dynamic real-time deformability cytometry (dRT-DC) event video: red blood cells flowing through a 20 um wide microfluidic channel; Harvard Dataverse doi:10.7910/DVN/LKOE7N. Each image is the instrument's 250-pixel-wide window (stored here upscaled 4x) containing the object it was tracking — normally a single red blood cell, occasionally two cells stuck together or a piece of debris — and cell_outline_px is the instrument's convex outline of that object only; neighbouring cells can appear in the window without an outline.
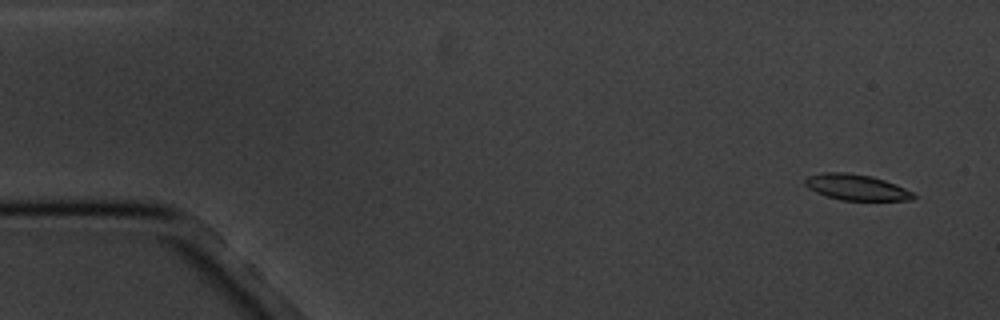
{"species": "common noctule bat (a hibernating species)", "species_latin": "Nyctalus noctula", "temperature_condition": "cold", "stored_images_in_passage": 4, "camera_frame_rate_fps": 3000, "um_per_image_px": 0.085, "animal": {"sex": "male", "body_mass_g": 20.1, "forearm_length_mm": 53.5}, "frame": {"image": 1, "passage_image": 1, "time_ms": 0.0, "image_size_px": [1000, 320], "cell_outline_px": [[916, 196], [912, 200], [840, 200], [816, 192], [808, 188], [804, 184], [804, 180], [808, 176], [824, 172], [848, 172], [872, 176], [884, 180], [904, 188], [912, 192]], "centroid_in_image_um": [72.76, 15.91], "position_along_channel_um": 12.2, "area_um2": 16.24}}
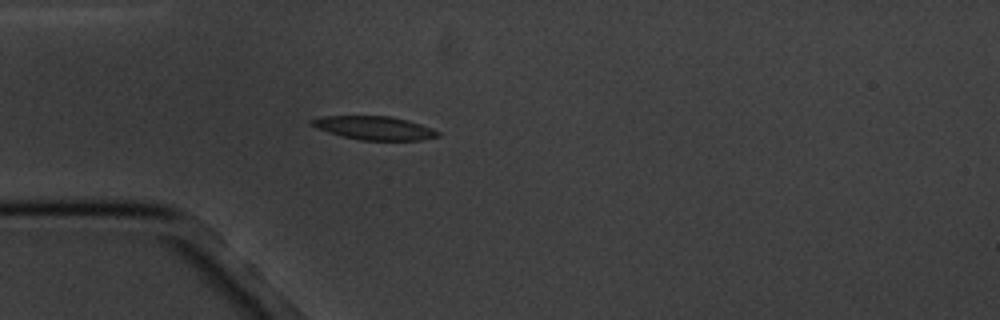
{"frame": {"image": 2, "passage_image": 4, "time_ms": 4.333, "image_size_px": [1000, 320], "cell_outline_px": [[440, 136], [420, 140], [360, 140], [340, 136], [316, 128], [308, 124], [308, 120], [320, 116], [392, 116], [408, 120], [432, 128], [440, 132]], "centroid_in_image_um": [31.77, 10.87], "position_along_channel_um": 53.2, "area_um2": 17.51}}